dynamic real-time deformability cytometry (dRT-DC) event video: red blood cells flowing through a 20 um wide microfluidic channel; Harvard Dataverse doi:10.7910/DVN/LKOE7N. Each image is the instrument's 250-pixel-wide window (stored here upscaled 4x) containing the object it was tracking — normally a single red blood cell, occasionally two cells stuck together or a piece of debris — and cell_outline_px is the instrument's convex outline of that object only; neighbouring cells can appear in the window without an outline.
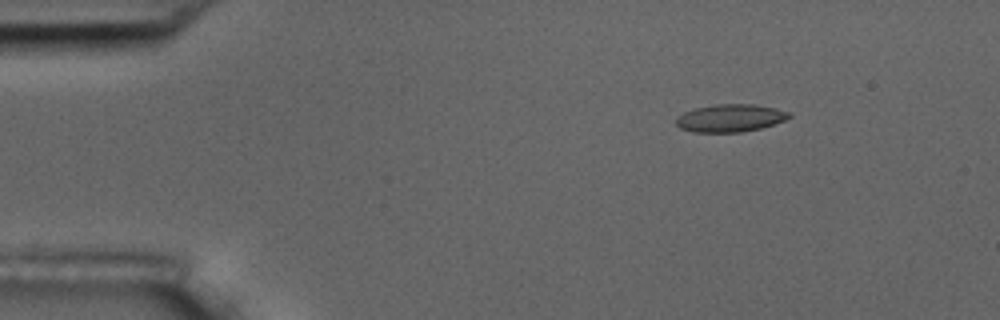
{"species": "common noctule bat (a hibernating species)", "species_latin": "Nyctalus noctula", "temperature_condition": "room temperature", "stored_images_in_passage": 8, "camera_frame_rate_fps": 3000, "um_per_image_px": 0.085, "animal": {"sex": "male", "body_mass_g": 17.5, "forearm_length_mm": 52.3}, "frame": {"image": 1, "passage_image": 3, "time_ms": 2.333, "image_size_px": [1000, 320], "cell_outline_px": [[792, 116], [784, 120], [760, 128], [740, 132], [692, 132], [680, 128], [676, 124], [676, 116], [692, 108], [716, 104], [756, 104], [776, 108], [792, 112]], "centroid_in_image_um": [62.05, 10.02], "position_along_channel_um": 22.9, "area_um2": 18.38}}
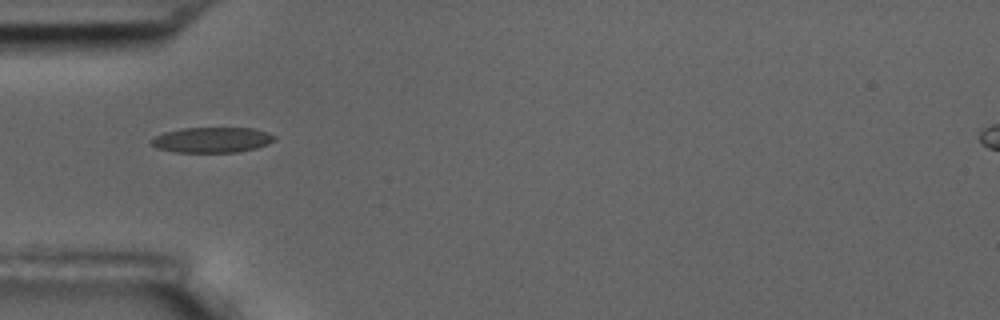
{"frame": {"image": 2, "passage_image": 6, "time_ms": 5.667, "image_size_px": [1000, 320], "cell_outline_px": [[276, 140], [268, 144], [256, 148], [236, 152], [176, 152], [156, 148], [152, 144], [152, 140], [156, 136], [164, 132], [180, 128], [252, 128], [268, 132], [276, 136]], "centroid_in_image_um": [18.06, 11.88], "position_along_channel_um": 66.9, "area_um2": 18.21}}